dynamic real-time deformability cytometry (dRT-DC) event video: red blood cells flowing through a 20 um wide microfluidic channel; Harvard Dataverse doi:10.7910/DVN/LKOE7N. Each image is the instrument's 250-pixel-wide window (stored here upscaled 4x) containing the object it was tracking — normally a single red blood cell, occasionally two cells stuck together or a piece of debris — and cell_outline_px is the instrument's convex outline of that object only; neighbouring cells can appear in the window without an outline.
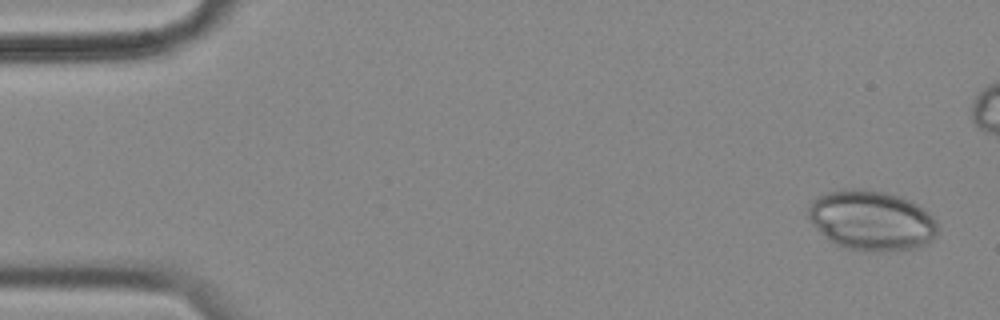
{"species": "common noctule bat (a hibernating species)", "species_latin": "Nyctalus noctula", "temperature_condition": "cold", "stored_images_in_passage": 7, "camera_frame_rate_fps": 3000, "um_per_image_px": 0.085, "animal": {"sex": "female", "body_mass_g": 18.4}, "frame": {"image": 1, "passage_image": 1, "time_ms": 0.0, "image_size_px": [1000, 320], "cell_outline_px": [[936, 232], [932, 240], [920, 248], [880, 252], [848, 248], [836, 244], [824, 236], [808, 216], [808, 204], [816, 196], [824, 192], [844, 188], [864, 188], [888, 192], [900, 196], [924, 208], [936, 220]], "centroid_in_image_um": [74.07, 18.71], "position_along_channel_um": 10.9, "area_um2": 45.55}}